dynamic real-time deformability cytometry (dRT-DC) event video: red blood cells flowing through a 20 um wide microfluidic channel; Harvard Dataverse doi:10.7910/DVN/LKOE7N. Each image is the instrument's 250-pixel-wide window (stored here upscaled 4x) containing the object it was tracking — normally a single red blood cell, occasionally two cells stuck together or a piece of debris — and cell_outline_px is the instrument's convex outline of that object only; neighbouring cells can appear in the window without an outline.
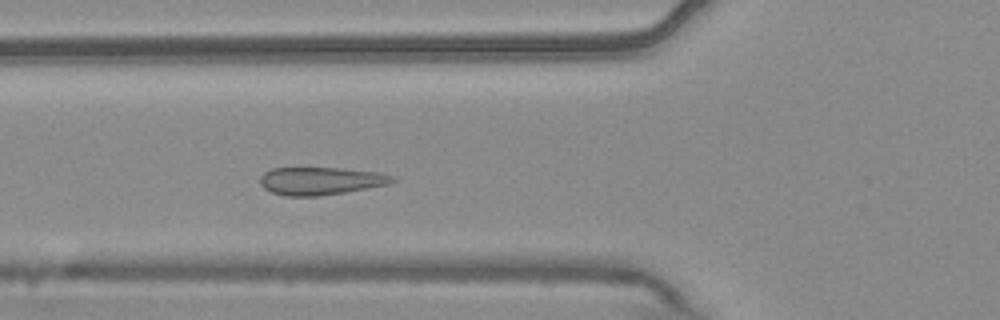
{"species": "common noctule bat (a hibernating species)", "species_latin": "Nyctalus noctula", "temperature_condition": "warm", "stored_images_in_passage": 6, "camera_frame_rate_fps": 3000, "um_per_image_px": 0.085, "animal": {"sex": "male", "body_mass_g": 20.4}, "frame": {"image": 1, "passage_image": 6, "time_ms": 1.667, "image_size_px": [1000, 320], "cell_outline_px": [[396, 180], [388, 184], [368, 188], [320, 196], [284, 196], [272, 192], [264, 188], [260, 184], [260, 176], [264, 172], [272, 168], [340, 168], [376, 172], [392, 176]], "centroid_in_image_um": [27.21, 15.38], "position_along_channel_um": 98.6, "area_um2": 21.27}}